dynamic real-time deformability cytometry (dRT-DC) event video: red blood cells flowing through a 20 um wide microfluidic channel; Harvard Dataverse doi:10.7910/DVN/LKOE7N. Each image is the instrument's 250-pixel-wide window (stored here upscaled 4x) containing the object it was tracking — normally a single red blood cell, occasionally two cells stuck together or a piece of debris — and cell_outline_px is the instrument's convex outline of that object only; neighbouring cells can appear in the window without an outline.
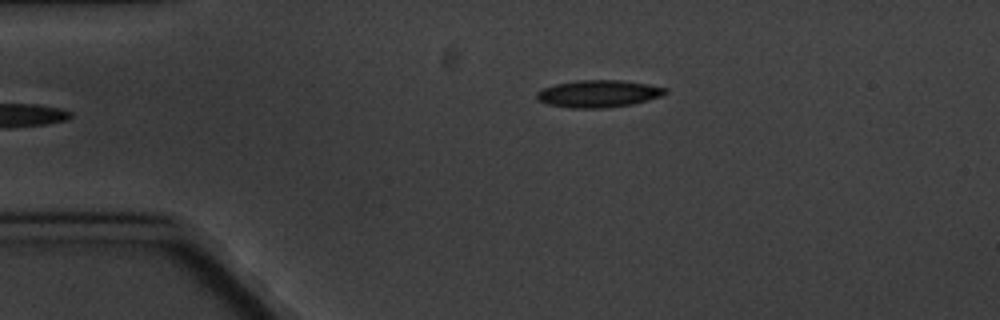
{"species": "common noctule bat (a hibernating species)", "species_latin": "Nyctalus noctula", "temperature_condition": "cold", "stored_images_in_passage": 4, "camera_frame_rate_fps": 3000, "um_per_image_px": 0.085, "animal": {"sex": "male", "body_mass_g": 20.1, "forearm_length_mm": 53.5}, "frame": {"image": 1, "passage_image": 4, "time_ms": 4.333, "image_size_px": [1000, 320], "cell_outline_px": [[668, 92], [660, 96], [648, 100], [632, 104], [604, 108], [572, 108], [548, 104], [536, 100], [536, 92], [544, 88], [556, 84], [576, 80], [620, 80], [648, 84], [668, 88]], "centroid_in_image_um": [50.87, 7.96], "position_along_channel_um": 34.1, "area_um2": 20.4}}